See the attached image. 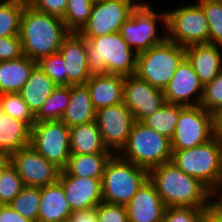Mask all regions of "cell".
Returning a JSON list of instances; mask_svg holds the SVG:
<instances>
[{
    "label": "cell",
    "mask_w": 222,
    "mask_h": 222,
    "mask_svg": "<svg viewBox=\"0 0 222 222\" xmlns=\"http://www.w3.org/2000/svg\"><path fill=\"white\" fill-rule=\"evenodd\" d=\"M198 222H222V211L212 202L199 212Z\"/></svg>",
    "instance_id": "obj_44"
},
{
    "label": "cell",
    "mask_w": 222,
    "mask_h": 222,
    "mask_svg": "<svg viewBox=\"0 0 222 222\" xmlns=\"http://www.w3.org/2000/svg\"><path fill=\"white\" fill-rule=\"evenodd\" d=\"M69 33L62 18L25 4L19 32L24 56L37 62L59 52L63 39Z\"/></svg>",
    "instance_id": "obj_2"
},
{
    "label": "cell",
    "mask_w": 222,
    "mask_h": 222,
    "mask_svg": "<svg viewBox=\"0 0 222 222\" xmlns=\"http://www.w3.org/2000/svg\"><path fill=\"white\" fill-rule=\"evenodd\" d=\"M30 146L60 171L70 158V128L62 121L35 122L31 127Z\"/></svg>",
    "instance_id": "obj_10"
},
{
    "label": "cell",
    "mask_w": 222,
    "mask_h": 222,
    "mask_svg": "<svg viewBox=\"0 0 222 222\" xmlns=\"http://www.w3.org/2000/svg\"><path fill=\"white\" fill-rule=\"evenodd\" d=\"M203 84L192 64L185 58L163 90L165 102L182 106L200 105Z\"/></svg>",
    "instance_id": "obj_16"
},
{
    "label": "cell",
    "mask_w": 222,
    "mask_h": 222,
    "mask_svg": "<svg viewBox=\"0 0 222 222\" xmlns=\"http://www.w3.org/2000/svg\"><path fill=\"white\" fill-rule=\"evenodd\" d=\"M95 0H68L62 18L69 32H79L87 23Z\"/></svg>",
    "instance_id": "obj_31"
},
{
    "label": "cell",
    "mask_w": 222,
    "mask_h": 222,
    "mask_svg": "<svg viewBox=\"0 0 222 222\" xmlns=\"http://www.w3.org/2000/svg\"><path fill=\"white\" fill-rule=\"evenodd\" d=\"M95 121L100 129L104 145L114 154H118L125 146L136 122L123 102L97 110Z\"/></svg>",
    "instance_id": "obj_13"
},
{
    "label": "cell",
    "mask_w": 222,
    "mask_h": 222,
    "mask_svg": "<svg viewBox=\"0 0 222 222\" xmlns=\"http://www.w3.org/2000/svg\"><path fill=\"white\" fill-rule=\"evenodd\" d=\"M0 3L25 2L24 0H0Z\"/></svg>",
    "instance_id": "obj_49"
},
{
    "label": "cell",
    "mask_w": 222,
    "mask_h": 222,
    "mask_svg": "<svg viewBox=\"0 0 222 222\" xmlns=\"http://www.w3.org/2000/svg\"><path fill=\"white\" fill-rule=\"evenodd\" d=\"M4 155L0 152V159L3 157Z\"/></svg>",
    "instance_id": "obj_51"
},
{
    "label": "cell",
    "mask_w": 222,
    "mask_h": 222,
    "mask_svg": "<svg viewBox=\"0 0 222 222\" xmlns=\"http://www.w3.org/2000/svg\"><path fill=\"white\" fill-rule=\"evenodd\" d=\"M209 25L208 43L222 46V0H197Z\"/></svg>",
    "instance_id": "obj_34"
},
{
    "label": "cell",
    "mask_w": 222,
    "mask_h": 222,
    "mask_svg": "<svg viewBox=\"0 0 222 222\" xmlns=\"http://www.w3.org/2000/svg\"><path fill=\"white\" fill-rule=\"evenodd\" d=\"M147 179V169L114 154L101 180L103 202L125 206Z\"/></svg>",
    "instance_id": "obj_7"
},
{
    "label": "cell",
    "mask_w": 222,
    "mask_h": 222,
    "mask_svg": "<svg viewBox=\"0 0 222 222\" xmlns=\"http://www.w3.org/2000/svg\"><path fill=\"white\" fill-rule=\"evenodd\" d=\"M35 66L36 61L27 56L16 60L0 61V94L18 93Z\"/></svg>",
    "instance_id": "obj_27"
},
{
    "label": "cell",
    "mask_w": 222,
    "mask_h": 222,
    "mask_svg": "<svg viewBox=\"0 0 222 222\" xmlns=\"http://www.w3.org/2000/svg\"><path fill=\"white\" fill-rule=\"evenodd\" d=\"M99 222H129L124 205L101 202L95 207Z\"/></svg>",
    "instance_id": "obj_39"
},
{
    "label": "cell",
    "mask_w": 222,
    "mask_h": 222,
    "mask_svg": "<svg viewBox=\"0 0 222 222\" xmlns=\"http://www.w3.org/2000/svg\"><path fill=\"white\" fill-rule=\"evenodd\" d=\"M139 0H95L87 23L78 32L82 37H101L120 30Z\"/></svg>",
    "instance_id": "obj_11"
},
{
    "label": "cell",
    "mask_w": 222,
    "mask_h": 222,
    "mask_svg": "<svg viewBox=\"0 0 222 222\" xmlns=\"http://www.w3.org/2000/svg\"><path fill=\"white\" fill-rule=\"evenodd\" d=\"M185 58V47L166 38L162 43L137 54L135 75L163 91Z\"/></svg>",
    "instance_id": "obj_5"
},
{
    "label": "cell",
    "mask_w": 222,
    "mask_h": 222,
    "mask_svg": "<svg viewBox=\"0 0 222 222\" xmlns=\"http://www.w3.org/2000/svg\"><path fill=\"white\" fill-rule=\"evenodd\" d=\"M70 153L95 154L113 153L103 143L96 121L70 128Z\"/></svg>",
    "instance_id": "obj_26"
},
{
    "label": "cell",
    "mask_w": 222,
    "mask_h": 222,
    "mask_svg": "<svg viewBox=\"0 0 222 222\" xmlns=\"http://www.w3.org/2000/svg\"><path fill=\"white\" fill-rule=\"evenodd\" d=\"M166 35L184 47L208 43L209 25L202 7L196 2L166 11Z\"/></svg>",
    "instance_id": "obj_9"
},
{
    "label": "cell",
    "mask_w": 222,
    "mask_h": 222,
    "mask_svg": "<svg viewBox=\"0 0 222 222\" xmlns=\"http://www.w3.org/2000/svg\"><path fill=\"white\" fill-rule=\"evenodd\" d=\"M40 204V187L24 186L8 204L23 217L37 222Z\"/></svg>",
    "instance_id": "obj_32"
},
{
    "label": "cell",
    "mask_w": 222,
    "mask_h": 222,
    "mask_svg": "<svg viewBox=\"0 0 222 222\" xmlns=\"http://www.w3.org/2000/svg\"><path fill=\"white\" fill-rule=\"evenodd\" d=\"M0 222H36L23 217L7 204H0Z\"/></svg>",
    "instance_id": "obj_43"
},
{
    "label": "cell",
    "mask_w": 222,
    "mask_h": 222,
    "mask_svg": "<svg viewBox=\"0 0 222 222\" xmlns=\"http://www.w3.org/2000/svg\"><path fill=\"white\" fill-rule=\"evenodd\" d=\"M213 137L222 143V108L212 113Z\"/></svg>",
    "instance_id": "obj_46"
},
{
    "label": "cell",
    "mask_w": 222,
    "mask_h": 222,
    "mask_svg": "<svg viewBox=\"0 0 222 222\" xmlns=\"http://www.w3.org/2000/svg\"><path fill=\"white\" fill-rule=\"evenodd\" d=\"M0 102L5 114L26 122L30 127L35 123V115L19 93H2L0 94Z\"/></svg>",
    "instance_id": "obj_35"
},
{
    "label": "cell",
    "mask_w": 222,
    "mask_h": 222,
    "mask_svg": "<svg viewBox=\"0 0 222 222\" xmlns=\"http://www.w3.org/2000/svg\"><path fill=\"white\" fill-rule=\"evenodd\" d=\"M36 65L58 86H68L65 61L59 52L43 57Z\"/></svg>",
    "instance_id": "obj_37"
},
{
    "label": "cell",
    "mask_w": 222,
    "mask_h": 222,
    "mask_svg": "<svg viewBox=\"0 0 222 222\" xmlns=\"http://www.w3.org/2000/svg\"><path fill=\"white\" fill-rule=\"evenodd\" d=\"M213 138L212 114L201 105L185 106L180 111L171 150H186L207 143Z\"/></svg>",
    "instance_id": "obj_12"
},
{
    "label": "cell",
    "mask_w": 222,
    "mask_h": 222,
    "mask_svg": "<svg viewBox=\"0 0 222 222\" xmlns=\"http://www.w3.org/2000/svg\"><path fill=\"white\" fill-rule=\"evenodd\" d=\"M9 162L25 186L43 187L58 180L60 170L32 146L21 148L9 156Z\"/></svg>",
    "instance_id": "obj_14"
},
{
    "label": "cell",
    "mask_w": 222,
    "mask_h": 222,
    "mask_svg": "<svg viewBox=\"0 0 222 222\" xmlns=\"http://www.w3.org/2000/svg\"><path fill=\"white\" fill-rule=\"evenodd\" d=\"M30 135L31 127L26 122L5 114L0 102V152L9 157L29 146Z\"/></svg>",
    "instance_id": "obj_23"
},
{
    "label": "cell",
    "mask_w": 222,
    "mask_h": 222,
    "mask_svg": "<svg viewBox=\"0 0 222 222\" xmlns=\"http://www.w3.org/2000/svg\"><path fill=\"white\" fill-rule=\"evenodd\" d=\"M153 9L151 3L139 2L129 19L120 27V35L137 54L162 43L167 38L166 33L162 35L158 32V22L166 29V12L157 13Z\"/></svg>",
    "instance_id": "obj_8"
},
{
    "label": "cell",
    "mask_w": 222,
    "mask_h": 222,
    "mask_svg": "<svg viewBox=\"0 0 222 222\" xmlns=\"http://www.w3.org/2000/svg\"><path fill=\"white\" fill-rule=\"evenodd\" d=\"M101 180L78 176L58 177L72 211L95 208L103 201Z\"/></svg>",
    "instance_id": "obj_17"
},
{
    "label": "cell",
    "mask_w": 222,
    "mask_h": 222,
    "mask_svg": "<svg viewBox=\"0 0 222 222\" xmlns=\"http://www.w3.org/2000/svg\"><path fill=\"white\" fill-rule=\"evenodd\" d=\"M58 85L37 65L31 71L27 82L18 92L35 115Z\"/></svg>",
    "instance_id": "obj_25"
},
{
    "label": "cell",
    "mask_w": 222,
    "mask_h": 222,
    "mask_svg": "<svg viewBox=\"0 0 222 222\" xmlns=\"http://www.w3.org/2000/svg\"><path fill=\"white\" fill-rule=\"evenodd\" d=\"M59 53L65 61L68 86L85 84L92 75L87 65L85 38L77 32H70L63 39Z\"/></svg>",
    "instance_id": "obj_19"
},
{
    "label": "cell",
    "mask_w": 222,
    "mask_h": 222,
    "mask_svg": "<svg viewBox=\"0 0 222 222\" xmlns=\"http://www.w3.org/2000/svg\"><path fill=\"white\" fill-rule=\"evenodd\" d=\"M200 105L211 114L222 108V71L204 85Z\"/></svg>",
    "instance_id": "obj_38"
},
{
    "label": "cell",
    "mask_w": 222,
    "mask_h": 222,
    "mask_svg": "<svg viewBox=\"0 0 222 222\" xmlns=\"http://www.w3.org/2000/svg\"><path fill=\"white\" fill-rule=\"evenodd\" d=\"M114 153L71 154L59 176H78L102 179L105 167Z\"/></svg>",
    "instance_id": "obj_28"
},
{
    "label": "cell",
    "mask_w": 222,
    "mask_h": 222,
    "mask_svg": "<svg viewBox=\"0 0 222 222\" xmlns=\"http://www.w3.org/2000/svg\"><path fill=\"white\" fill-rule=\"evenodd\" d=\"M70 100L71 86H57L35 114V122L61 121Z\"/></svg>",
    "instance_id": "obj_30"
},
{
    "label": "cell",
    "mask_w": 222,
    "mask_h": 222,
    "mask_svg": "<svg viewBox=\"0 0 222 222\" xmlns=\"http://www.w3.org/2000/svg\"><path fill=\"white\" fill-rule=\"evenodd\" d=\"M95 111L123 102L124 77L114 74H92L85 83Z\"/></svg>",
    "instance_id": "obj_21"
},
{
    "label": "cell",
    "mask_w": 222,
    "mask_h": 222,
    "mask_svg": "<svg viewBox=\"0 0 222 222\" xmlns=\"http://www.w3.org/2000/svg\"><path fill=\"white\" fill-rule=\"evenodd\" d=\"M166 207H191L204 209L212 203V192L199 180L185 174L172 161L148 171Z\"/></svg>",
    "instance_id": "obj_1"
},
{
    "label": "cell",
    "mask_w": 222,
    "mask_h": 222,
    "mask_svg": "<svg viewBox=\"0 0 222 222\" xmlns=\"http://www.w3.org/2000/svg\"><path fill=\"white\" fill-rule=\"evenodd\" d=\"M24 183L9 162L0 173V204H9L23 189Z\"/></svg>",
    "instance_id": "obj_36"
},
{
    "label": "cell",
    "mask_w": 222,
    "mask_h": 222,
    "mask_svg": "<svg viewBox=\"0 0 222 222\" xmlns=\"http://www.w3.org/2000/svg\"><path fill=\"white\" fill-rule=\"evenodd\" d=\"M213 203H222V179L217 189L212 193Z\"/></svg>",
    "instance_id": "obj_47"
},
{
    "label": "cell",
    "mask_w": 222,
    "mask_h": 222,
    "mask_svg": "<svg viewBox=\"0 0 222 222\" xmlns=\"http://www.w3.org/2000/svg\"><path fill=\"white\" fill-rule=\"evenodd\" d=\"M87 65L91 74L135 75L137 53L119 31L101 37H84Z\"/></svg>",
    "instance_id": "obj_3"
},
{
    "label": "cell",
    "mask_w": 222,
    "mask_h": 222,
    "mask_svg": "<svg viewBox=\"0 0 222 222\" xmlns=\"http://www.w3.org/2000/svg\"><path fill=\"white\" fill-rule=\"evenodd\" d=\"M95 114L87 86L71 85V100L61 121L71 128L94 121Z\"/></svg>",
    "instance_id": "obj_24"
},
{
    "label": "cell",
    "mask_w": 222,
    "mask_h": 222,
    "mask_svg": "<svg viewBox=\"0 0 222 222\" xmlns=\"http://www.w3.org/2000/svg\"><path fill=\"white\" fill-rule=\"evenodd\" d=\"M71 207L65 198L61 183L40 187V204L37 222H63L70 218Z\"/></svg>",
    "instance_id": "obj_22"
},
{
    "label": "cell",
    "mask_w": 222,
    "mask_h": 222,
    "mask_svg": "<svg viewBox=\"0 0 222 222\" xmlns=\"http://www.w3.org/2000/svg\"><path fill=\"white\" fill-rule=\"evenodd\" d=\"M186 58L192 64L200 82H211L222 71V46L201 43L185 46Z\"/></svg>",
    "instance_id": "obj_20"
},
{
    "label": "cell",
    "mask_w": 222,
    "mask_h": 222,
    "mask_svg": "<svg viewBox=\"0 0 222 222\" xmlns=\"http://www.w3.org/2000/svg\"><path fill=\"white\" fill-rule=\"evenodd\" d=\"M25 4L44 13L63 18L68 0H24Z\"/></svg>",
    "instance_id": "obj_42"
},
{
    "label": "cell",
    "mask_w": 222,
    "mask_h": 222,
    "mask_svg": "<svg viewBox=\"0 0 222 222\" xmlns=\"http://www.w3.org/2000/svg\"><path fill=\"white\" fill-rule=\"evenodd\" d=\"M22 56L24 55L19 35L0 37V61L16 60Z\"/></svg>",
    "instance_id": "obj_40"
},
{
    "label": "cell",
    "mask_w": 222,
    "mask_h": 222,
    "mask_svg": "<svg viewBox=\"0 0 222 222\" xmlns=\"http://www.w3.org/2000/svg\"><path fill=\"white\" fill-rule=\"evenodd\" d=\"M129 222H163L166 206L149 178L125 205Z\"/></svg>",
    "instance_id": "obj_18"
},
{
    "label": "cell",
    "mask_w": 222,
    "mask_h": 222,
    "mask_svg": "<svg viewBox=\"0 0 222 222\" xmlns=\"http://www.w3.org/2000/svg\"><path fill=\"white\" fill-rule=\"evenodd\" d=\"M184 107L165 102L158 111L153 115L147 116L141 122L171 140L176 129L180 111Z\"/></svg>",
    "instance_id": "obj_29"
},
{
    "label": "cell",
    "mask_w": 222,
    "mask_h": 222,
    "mask_svg": "<svg viewBox=\"0 0 222 222\" xmlns=\"http://www.w3.org/2000/svg\"><path fill=\"white\" fill-rule=\"evenodd\" d=\"M123 103L137 122L153 115L165 104L163 91L136 75L124 77Z\"/></svg>",
    "instance_id": "obj_15"
},
{
    "label": "cell",
    "mask_w": 222,
    "mask_h": 222,
    "mask_svg": "<svg viewBox=\"0 0 222 222\" xmlns=\"http://www.w3.org/2000/svg\"><path fill=\"white\" fill-rule=\"evenodd\" d=\"M9 163V157L8 156H3L0 159V173L2 172L3 168Z\"/></svg>",
    "instance_id": "obj_48"
},
{
    "label": "cell",
    "mask_w": 222,
    "mask_h": 222,
    "mask_svg": "<svg viewBox=\"0 0 222 222\" xmlns=\"http://www.w3.org/2000/svg\"><path fill=\"white\" fill-rule=\"evenodd\" d=\"M222 211V203H214Z\"/></svg>",
    "instance_id": "obj_50"
},
{
    "label": "cell",
    "mask_w": 222,
    "mask_h": 222,
    "mask_svg": "<svg viewBox=\"0 0 222 222\" xmlns=\"http://www.w3.org/2000/svg\"><path fill=\"white\" fill-rule=\"evenodd\" d=\"M118 155L149 171L155 166L171 161V140L136 121Z\"/></svg>",
    "instance_id": "obj_6"
},
{
    "label": "cell",
    "mask_w": 222,
    "mask_h": 222,
    "mask_svg": "<svg viewBox=\"0 0 222 222\" xmlns=\"http://www.w3.org/2000/svg\"><path fill=\"white\" fill-rule=\"evenodd\" d=\"M172 163L185 174L204 184L212 193L222 179V143L212 138L207 143L186 149L172 150Z\"/></svg>",
    "instance_id": "obj_4"
},
{
    "label": "cell",
    "mask_w": 222,
    "mask_h": 222,
    "mask_svg": "<svg viewBox=\"0 0 222 222\" xmlns=\"http://www.w3.org/2000/svg\"><path fill=\"white\" fill-rule=\"evenodd\" d=\"M25 2L0 3V37L19 35Z\"/></svg>",
    "instance_id": "obj_33"
},
{
    "label": "cell",
    "mask_w": 222,
    "mask_h": 222,
    "mask_svg": "<svg viewBox=\"0 0 222 222\" xmlns=\"http://www.w3.org/2000/svg\"><path fill=\"white\" fill-rule=\"evenodd\" d=\"M201 210L191 207H166L163 222H198Z\"/></svg>",
    "instance_id": "obj_41"
},
{
    "label": "cell",
    "mask_w": 222,
    "mask_h": 222,
    "mask_svg": "<svg viewBox=\"0 0 222 222\" xmlns=\"http://www.w3.org/2000/svg\"><path fill=\"white\" fill-rule=\"evenodd\" d=\"M70 222H99L95 208L72 211Z\"/></svg>",
    "instance_id": "obj_45"
}]
</instances>
